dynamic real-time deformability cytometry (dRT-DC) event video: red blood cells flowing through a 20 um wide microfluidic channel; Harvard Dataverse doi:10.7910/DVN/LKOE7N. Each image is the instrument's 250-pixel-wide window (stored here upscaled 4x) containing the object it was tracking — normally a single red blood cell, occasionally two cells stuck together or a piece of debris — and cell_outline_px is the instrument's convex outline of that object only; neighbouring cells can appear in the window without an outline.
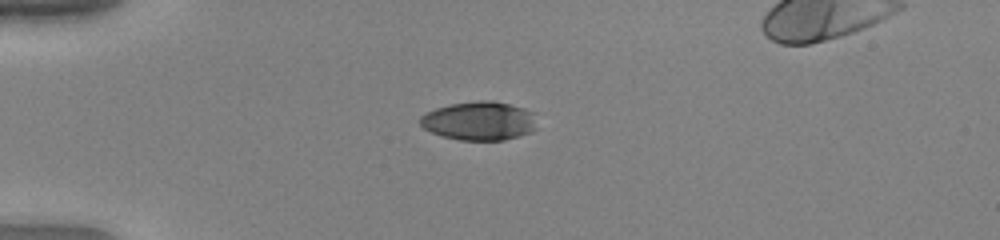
{"species": "human", "species_latin": "Homo sapiens", "temperature_condition": "warm", "stored_images_in_passage": 39, "camera_frame_rate_fps": 3000, "um_per_image_px": 0.085, "donor": {"sex": "female"}, "frame": {"image": 1, "passage_image": 1, "time_ms": 0.0, "image_size_px": [1000, 240], "cell_outline_px": [[536, 128], [532, 132], [520, 136], [504, 140], [460, 140], [440, 136], [424, 128], [420, 124], [420, 116], [436, 108], [448, 104], [476, 100], [492, 100], [524, 108], [536, 112]], "centroid_in_image_um": [40.77, 10.27], "position_along_channel_um": 44.2, "area_um2": 26.76}}
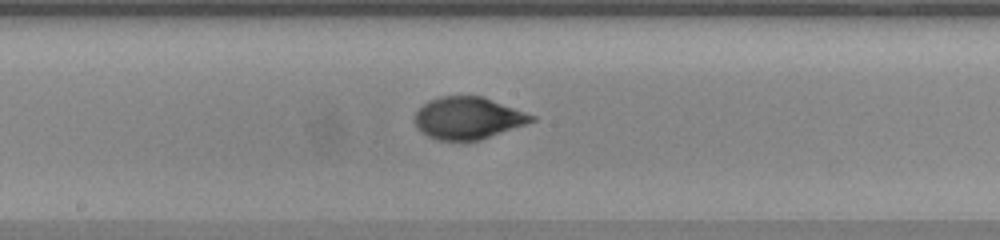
{"frame": {"image": 2, "passage_image": 16, "time_ms": 5.0, "image_size_px": [1000, 240], "cell_outline_px": [[536, 120], [480, 140], [464, 144], [436, 140], [420, 132], [416, 128], [416, 112], [428, 100], [440, 96], [484, 96], [536, 116]], "centroid_in_image_um": [39.76, 10.07], "position_along_channel_um": 208.4, "area_um2": 29.19}}
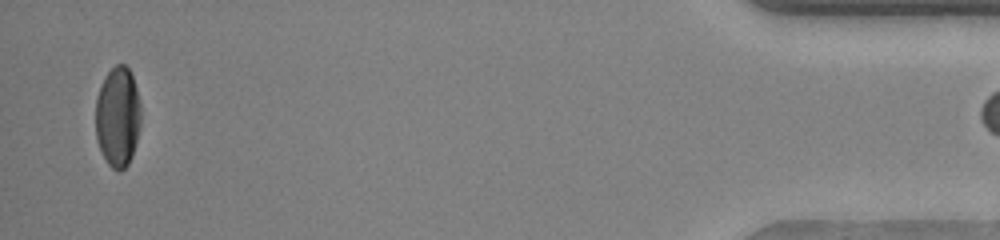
{"frame": {"image": 3, "passage_image": 38, "time_ms": 12.333, "image_size_px": [1000, 240], "cell_outline_px": [[140, 124], [132, 156], [128, 164], [120, 172], [112, 168], [108, 164], [100, 148], [96, 136], [96, 96], [100, 84], [104, 76], [116, 64], [124, 64], [128, 68], [132, 76], [136, 88], [140, 104]], "centroid_in_image_um": [10.0, 9.91], "position_along_channel_um": 425.2, "area_um2": 26.36}}